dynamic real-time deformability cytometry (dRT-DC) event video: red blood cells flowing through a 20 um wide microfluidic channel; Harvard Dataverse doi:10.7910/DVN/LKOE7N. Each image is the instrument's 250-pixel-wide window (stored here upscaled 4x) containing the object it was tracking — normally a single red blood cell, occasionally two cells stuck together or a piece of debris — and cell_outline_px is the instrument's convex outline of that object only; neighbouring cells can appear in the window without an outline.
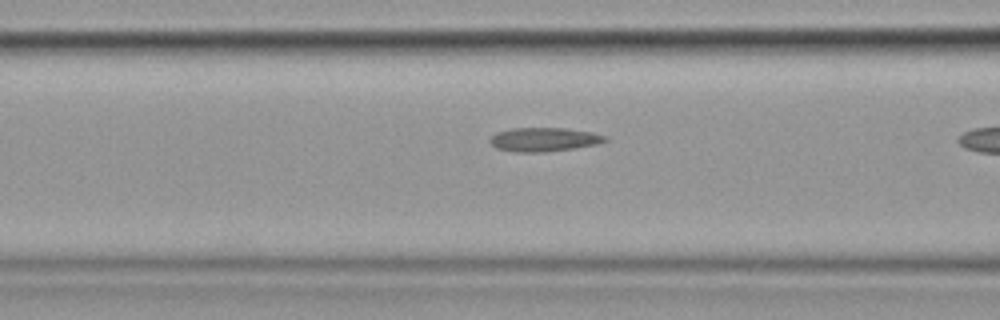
{"species": "common noctule bat (a hibernating species)", "species_latin": "Nyctalus noctula", "temperature_condition": "cold", "stored_images_in_passage": 16, "camera_frame_rate_fps": 3000, "um_per_image_px": 0.085, "animal": {"sex": "female", "body_mass_g": 19.9}, "frame": {"image": 1, "passage_image": 14, "time_ms": 4.333, "image_size_px": [1000, 320], "cell_outline_px": [[608, 140], [600, 144], [544, 152], [512, 152], [496, 148], [488, 140], [496, 132], [512, 128], [564, 128], [592, 132], [608, 136]], "centroid_in_image_um": [46.25, 11.85], "position_along_channel_um": 120.4, "area_um2": 16.13}}